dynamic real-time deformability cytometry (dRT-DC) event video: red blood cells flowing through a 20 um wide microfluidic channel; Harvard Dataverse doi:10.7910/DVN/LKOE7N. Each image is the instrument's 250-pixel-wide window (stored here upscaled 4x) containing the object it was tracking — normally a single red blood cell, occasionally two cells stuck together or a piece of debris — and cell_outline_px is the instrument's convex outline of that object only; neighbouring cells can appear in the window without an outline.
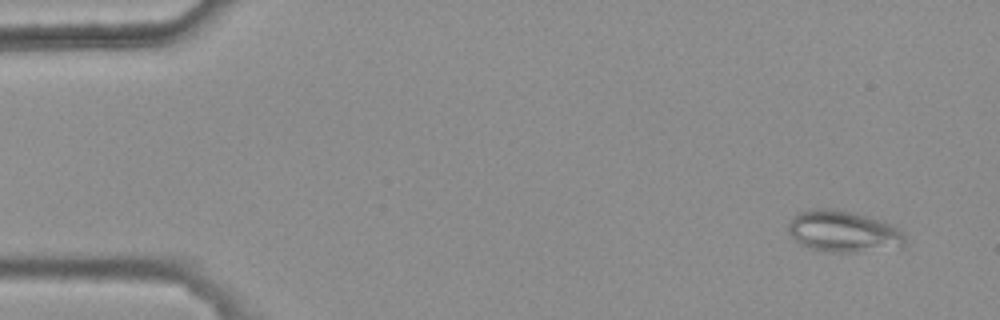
{"species": "common noctule bat (a hibernating species)", "species_latin": "Nyctalus noctula", "temperature_condition": "warm", "stored_images_in_passage": 5, "camera_frame_rate_fps": 3000, "um_per_image_px": 0.085, "animal": {"sex": "female", "body_mass_g": 25.1}, "frame": {"image": 1, "passage_image": 1, "time_ms": 0.0, "image_size_px": [1000, 320], "cell_outline_px": [[908, 240], [900, 248], [856, 252], [828, 252], [808, 248], [800, 244], [788, 232], [788, 224], [792, 216], [796, 212], [808, 208], [840, 208], [872, 216], [892, 224], [904, 232]], "centroid_in_image_um": [71.71, 19.65], "position_along_channel_um": 13.3, "area_um2": 29.3}}